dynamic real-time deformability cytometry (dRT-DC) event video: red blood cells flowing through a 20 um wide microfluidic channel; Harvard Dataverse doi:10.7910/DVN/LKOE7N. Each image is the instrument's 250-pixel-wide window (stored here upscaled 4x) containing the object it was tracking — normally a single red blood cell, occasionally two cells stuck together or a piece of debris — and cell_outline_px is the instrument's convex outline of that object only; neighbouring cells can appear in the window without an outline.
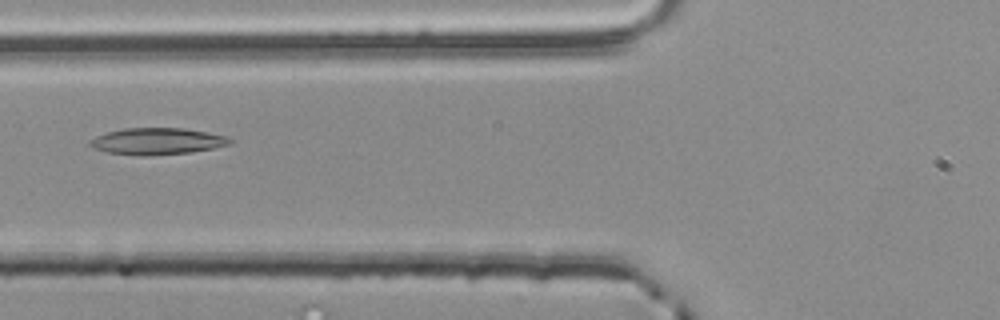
{"species": "common noctule bat (a hibernating species)", "species_latin": "Nyctalus noctula", "temperature_condition": "room temperature", "stored_images_in_passage": 40, "camera_frame_rate_fps": 3000, "um_per_image_px": 0.085, "animal": {"sex": "male", "body_mass_g": 20.4}, "frame": {"image": 1, "passage_image": 8, "time_ms": 2.333, "image_size_px": [1000, 320], "cell_outline_px": [[232, 144], [192, 152], [148, 156], [140, 156], [108, 152], [92, 148], [88, 144], [88, 140], [96, 136], [108, 132], [124, 128], [184, 128], [208, 132], [228, 136], [232, 140]], "centroid_in_image_um": [13.36, 12.01], "position_along_channel_um": 112.4, "area_um2": 21.91}}
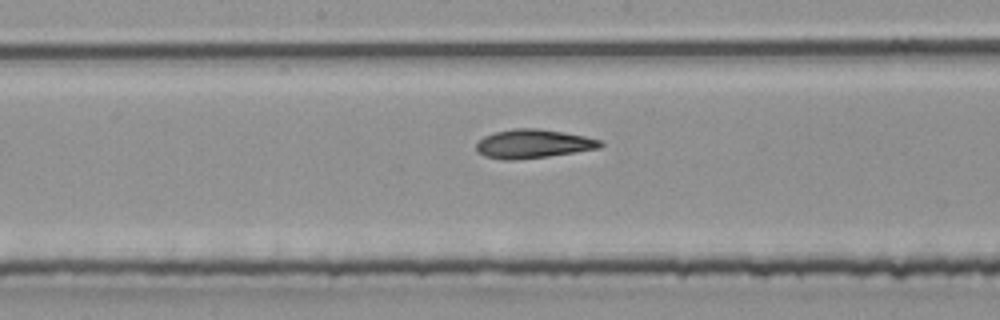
{"frame": {"image": 2, "passage_image": 15, "time_ms": 4.667, "image_size_px": [1000, 320], "cell_outline_px": [[604, 144], [600, 148], [548, 156], [512, 160], [504, 160], [484, 156], [476, 152], [476, 144], [484, 136], [496, 132], [512, 128], [536, 128], [564, 132], [584, 136], [600, 140]], "centroid_in_image_um": [45.29, 12.22], "position_along_channel_um": 202.9, "area_um2": 20.75}}
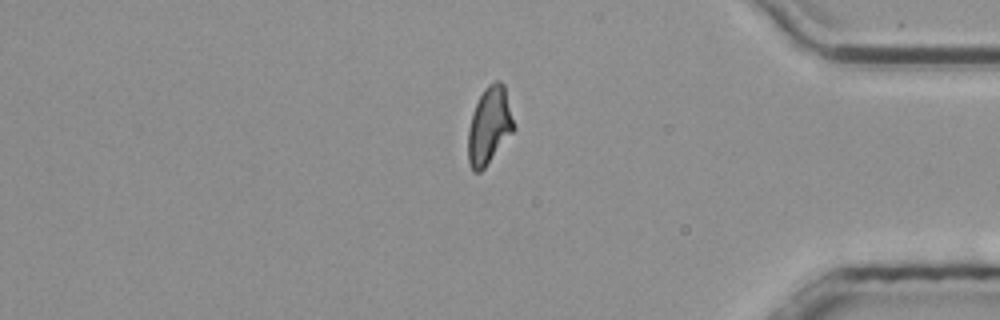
{"frame": {"image": 3, "passage_image": 32, "time_ms": 10.333, "image_size_px": [1000, 320], "cell_outline_px": [[516, 128], [484, 168], [480, 172], [472, 172], [468, 164], [468, 128], [472, 112], [484, 88], [488, 84], [496, 80], [500, 80], [504, 84]], "centroid_in_image_um": [41.58, 10.68], "position_along_channel_um": 393.6, "area_um2": 20.69}}